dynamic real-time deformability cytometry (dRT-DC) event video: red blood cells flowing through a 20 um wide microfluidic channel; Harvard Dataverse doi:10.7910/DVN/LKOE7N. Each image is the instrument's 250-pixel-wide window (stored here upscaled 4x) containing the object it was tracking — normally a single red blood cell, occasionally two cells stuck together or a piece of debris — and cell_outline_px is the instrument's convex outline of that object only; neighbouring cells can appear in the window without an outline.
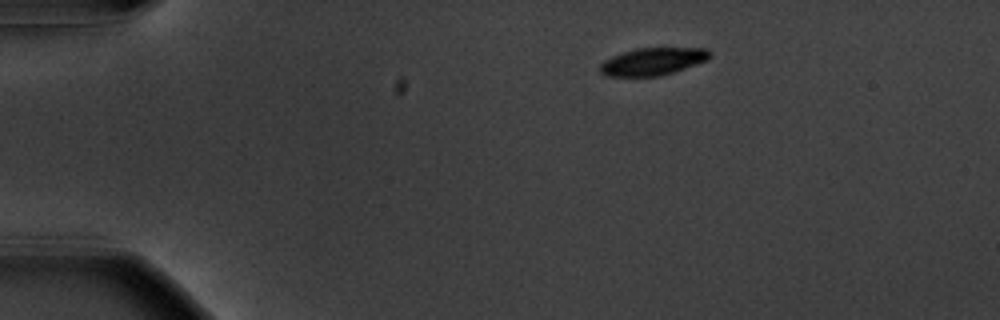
{"species": "common noctule bat (a hibernating species)", "species_latin": "Nyctalus noctula", "temperature_condition": "warm", "stored_images_in_passage": 47, "camera_frame_rate_fps": 3000, "um_per_image_px": 0.085, "animal": {"sex": "male", "body_mass_g": 20.1, "forearm_length_mm": 53.5}, "frame": {"image": 1, "passage_image": 1, "time_ms": 0.0, "image_size_px": [1000, 320], "cell_outline_px": [[712, 56], [708, 60], [660, 76], [604, 76], [600, 72], [600, 64], [604, 60], [612, 56], [636, 48], [708, 48], [712, 52]], "centroid_in_image_um": [55.5, 5.22], "position_along_channel_um": 29.5, "area_um2": 17.57}}
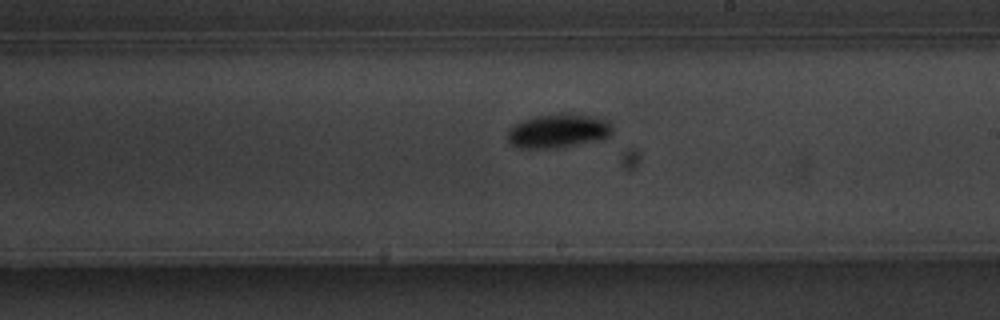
{"frame": {"image": 2, "passage_image": 24, "time_ms": 7.667, "image_size_px": [1000, 320], "cell_outline_px": [[612, 136], [604, 140], [560, 148], [520, 148], [508, 144], [504, 136], [516, 124], [524, 120], [536, 116], [584, 112], [608, 120], [612, 124]], "centroid_in_image_um": [47.53, 11.14], "position_along_channel_um": 241.5, "area_um2": 21.5}}
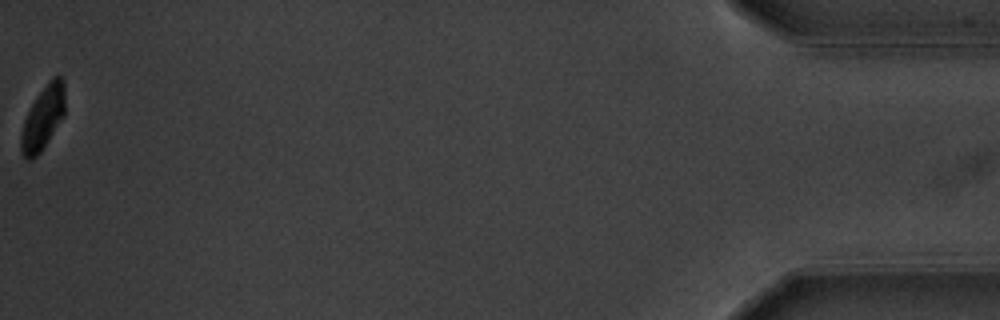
{"frame": {"image": 3, "passage_image": 47, "time_ms": 15.333, "image_size_px": [1000, 320], "cell_outline_px": [[64, 116], [40, 152], [32, 160], [28, 160], [24, 156], [20, 148], [20, 136], [24, 120], [36, 96], [48, 80], [52, 76], [60, 76], [64, 80]], "centroid_in_image_um": [3.65, 10.0], "position_along_channel_um": 431.6, "area_um2": 16.24}, "authors_computed_cell_mechanics": {"area_um2": 18.8428, "velocity_mm_per_s": 3.6449, "shape_relaxation_time_tau1_ms": 2.643, "shape_relaxation_time_tau2_ms": null, "deformation_change_tau1": 0.1507, "deformation_change_tau2": null}}